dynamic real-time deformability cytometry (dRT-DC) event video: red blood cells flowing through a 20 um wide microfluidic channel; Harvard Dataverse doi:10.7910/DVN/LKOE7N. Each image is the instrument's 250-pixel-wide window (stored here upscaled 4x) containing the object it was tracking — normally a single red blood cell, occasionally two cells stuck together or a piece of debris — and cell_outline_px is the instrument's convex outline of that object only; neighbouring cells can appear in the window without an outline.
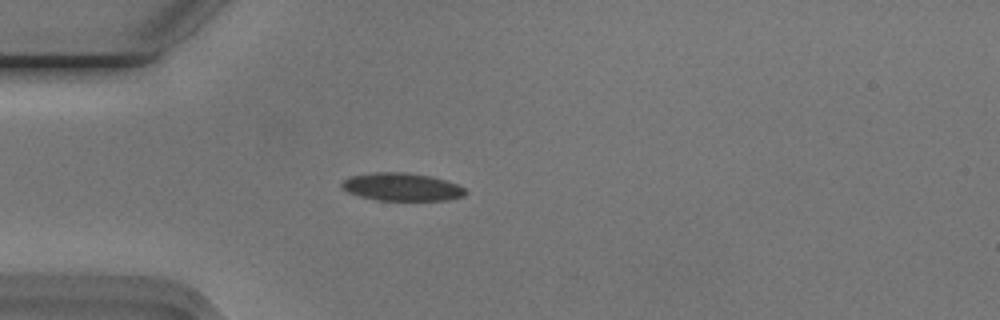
{"species": "Egyptian fruit bat (a non-hibernating species)", "species_latin": "Rousettus aegyptiacus", "temperature_condition": "cold", "stored_images_in_passage": 40, "camera_frame_rate_fps": 3000, "um_per_image_px": 0.085, "animal": {"sex": "male"}, "frame": {"image": 1, "passage_image": 1, "time_ms": 0.0, "image_size_px": [1000, 320], "cell_outline_px": [[468, 192], [464, 196], [448, 200], [376, 200], [360, 196], [348, 192], [340, 184], [344, 180], [352, 176], [372, 172], [404, 172], [432, 176], [456, 184], [464, 188]], "centroid_in_image_um": [34.17, 15.89], "position_along_channel_um": 50.8, "area_um2": 20.0}}
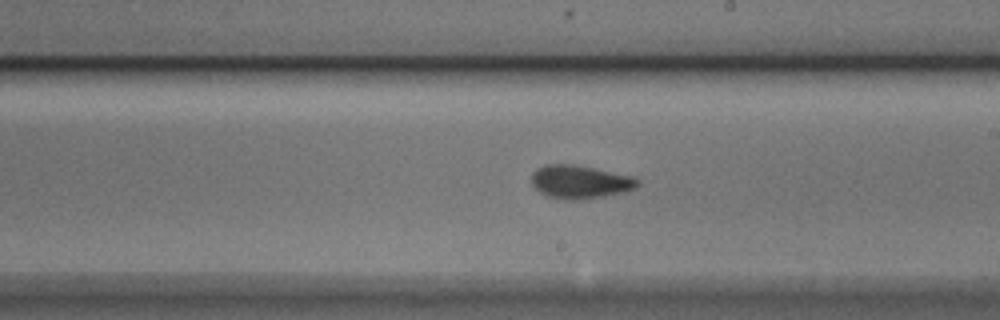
{"frame": {"image": 2, "passage_image": 17, "time_ms": 5.333, "image_size_px": [1000, 320], "cell_outline_px": [[640, 184], [636, 188], [624, 192], [604, 196], [576, 200], [564, 200], [548, 196], [540, 192], [532, 184], [532, 172], [536, 168], [548, 164], [572, 164], [632, 176], [640, 180]], "centroid_in_image_um": [49.3, 15.46], "position_along_channel_um": 239.7, "area_um2": 20.52}}
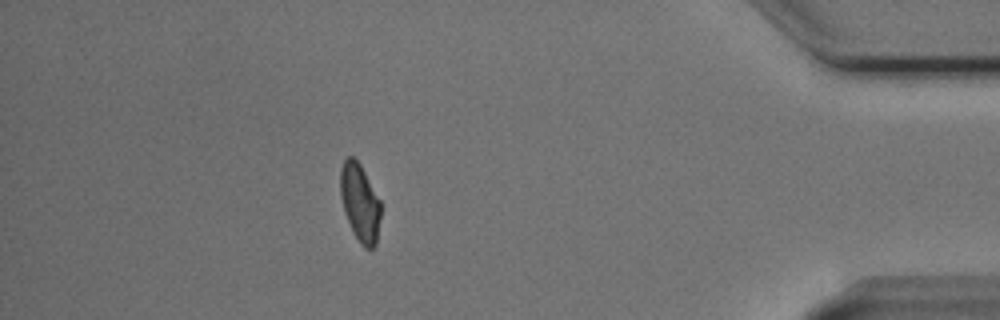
{"frame": {"image": 3, "passage_image": 34, "time_ms": 11.0, "image_size_px": [1000, 320], "cell_outline_px": [[380, 216], [376, 244], [372, 248], [364, 248], [360, 244], [352, 232], [344, 212], [340, 196], [340, 168], [344, 160], [348, 156], [352, 156], [360, 164], [380, 200]], "centroid_in_image_um": [30.57, 17.23], "position_along_channel_um": 404.6, "area_um2": 18.32}, "authors_computed_cell_mechanics": {"area_um2": 19.5364, "velocity_mm_per_s": 3.7495, "shape_relaxation_time_tau1_ms": 5.7569, "shape_relaxation_time_tau2_ms": 2.5579, "deformation_change_tau1": 0.155, "deformation_change_tau2": 0.0736}}